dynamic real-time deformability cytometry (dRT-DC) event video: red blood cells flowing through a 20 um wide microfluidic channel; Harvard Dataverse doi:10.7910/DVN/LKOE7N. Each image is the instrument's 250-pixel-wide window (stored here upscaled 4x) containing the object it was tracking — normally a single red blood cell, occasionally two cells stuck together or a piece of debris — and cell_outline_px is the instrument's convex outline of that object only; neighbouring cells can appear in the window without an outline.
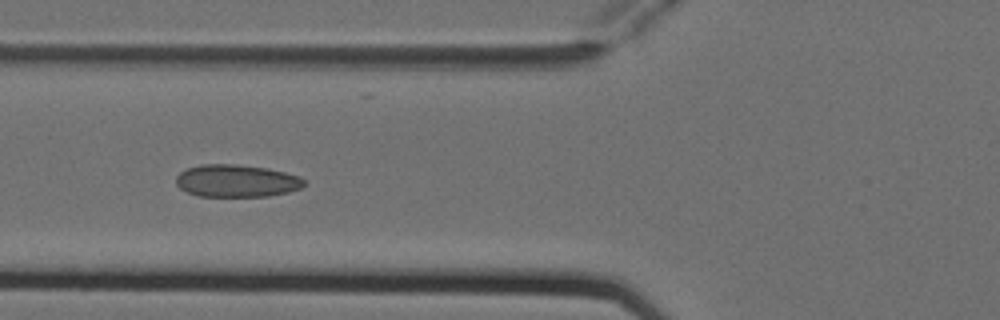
{"species": "Egyptian fruit bat (a non-hibernating species)", "species_latin": "Rousettus aegyptiacus", "temperature_condition": "cold", "stored_images_in_passage": 8, "camera_frame_rate_fps": 3000, "um_per_image_px": 0.085, "animal": {"sex": "female"}, "frame": {"image": 1, "passage_image": 7, "time_ms": 2.0, "image_size_px": [1000, 320], "cell_outline_px": [[308, 184], [300, 188], [288, 192], [268, 196], [196, 196], [180, 188], [176, 184], [176, 176], [180, 172], [188, 168], [200, 164], [236, 164], [268, 168], [284, 172], [296, 176], [304, 180]], "centroid_in_image_um": [20.09, 15.37], "position_along_channel_um": 105.7, "area_um2": 24.22}}
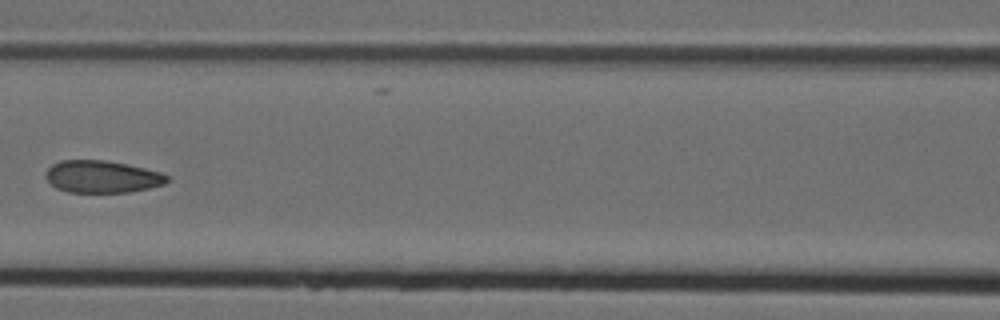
{"frame": {"image": 2, "passage_image": 8, "time_ms": 2.333, "image_size_px": [1000, 320], "cell_outline_px": [[168, 180], [164, 184], [132, 192], [68, 192], [56, 188], [44, 176], [44, 172], [52, 164], [60, 160], [104, 160], [128, 164], [160, 172], [168, 176]], "centroid_in_image_um": [8.65, 15.01], "position_along_channel_um": 158.0, "area_um2": 22.83}}